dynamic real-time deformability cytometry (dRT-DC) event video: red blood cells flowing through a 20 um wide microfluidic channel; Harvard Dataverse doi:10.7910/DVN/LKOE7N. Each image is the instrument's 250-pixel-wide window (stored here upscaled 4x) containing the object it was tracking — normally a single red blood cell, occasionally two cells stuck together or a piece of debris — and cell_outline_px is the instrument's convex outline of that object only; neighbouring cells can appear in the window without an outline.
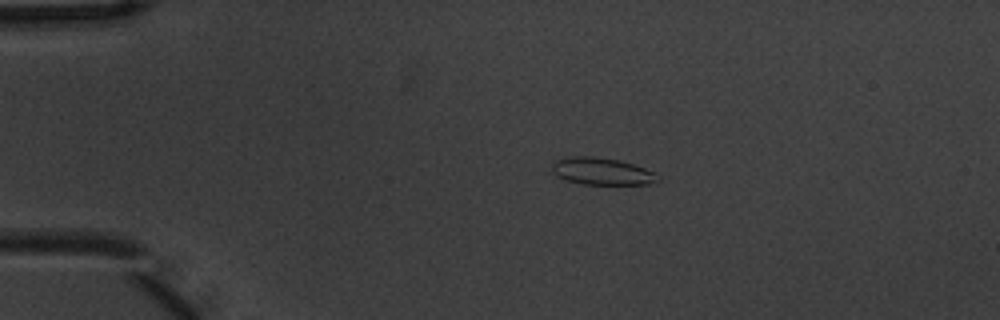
{"species": "common noctule bat (a hibernating species)", "species_latin": "Nyctalus noctula", "temperature_condition": "warm", "stored_images_in_passage": 2, "camera_frame_rate_fps": 3000, "um_per_image_px": 0.085, "animal": {"sex": "male", "body_mass_g": 20.1, "forearm_length_mm": 53.5}, "frame": {"image": 1, "passage_image": 1, "time_ms": 0.0, "image_size_px": [1000, 320], "cell_outline_px": [[660, 180], [648, 184], [584, 184], [568, 180], [556, 176], [552, 172], [552, 164], [556, 160], [568, 156], [596, 156], [620, 160], [644, 168], [660, 176]], "centroid_in_image_um": [51.14, 14.55], "position_along_channel_um": 33.9, "area_um2": 16.7}}